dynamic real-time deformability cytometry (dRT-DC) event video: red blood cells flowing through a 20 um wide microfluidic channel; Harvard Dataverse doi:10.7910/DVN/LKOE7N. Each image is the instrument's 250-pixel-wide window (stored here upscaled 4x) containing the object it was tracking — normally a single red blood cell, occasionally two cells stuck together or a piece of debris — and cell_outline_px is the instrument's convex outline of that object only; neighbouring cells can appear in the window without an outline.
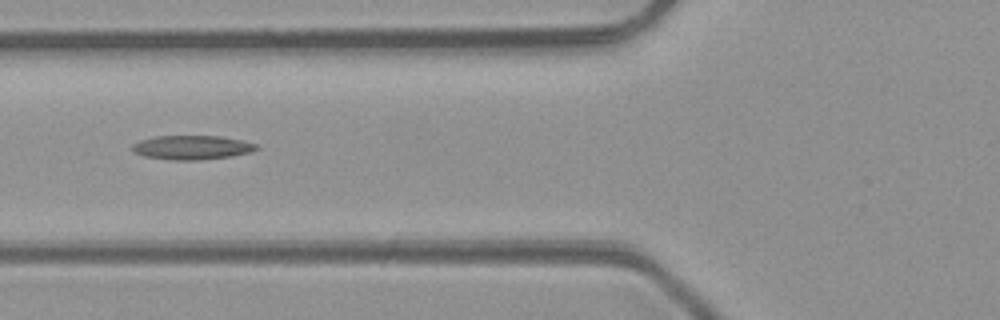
{"species": "common noctule bat (a hibernating species)", "species_latin": "Nyctalus noctula", "temperature_condition": "room temperature", "stored_images_in_passage": 4, "camera_frame_rate_fps": 3000, "um_per_image_px": 0.085, "animal": {"sex": "male", "body_mass_g": 23.1, "forearm_length_mm": 52.7}, "frame": {"image": 1, "passage_image": 4, "time_ms": 4.333, "image_size_px": [1000, 320], "cell_outline_px": [[260, 148], [252, 152], [232, 156], [196, 160], [172, 160], [144, 156], [132, 152], [132, 144], [140, 140], [156, 136], [220, 136], [244, 140], [260, 144]], "centroid_in_image_um": [16.37, 12.53], "position_along_channel_um": 109.4, "area_um2": 17.69}}